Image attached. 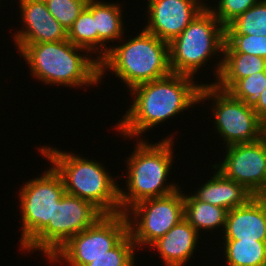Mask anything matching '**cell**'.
I'll list each match as a JSON object with an SVG mask.
<instances>
[{
  "label": "cell",
  "instance_id": "cell-1",
  "mask_svg": "<svg viewBox=\"0 0 266 266\" xmlns=\"http://www.w3.org/2000/svg\"><path fill=\"white\" fill-rule=\"evenodd\" d=\"M194 79L192 76L171 73L131 88L130 95L134 99L114 129L125 139L140 137L167 119H173L191 106L199 105L203 83L197 84Z\"/></svg>",
  "mask_w": 266,
  "mask_h": 266
},
{
  "label": "cell",
  "instance_id": "cell-2",
  "mask_svg": "<svg viewBox=\"0 0 266 266\" xmlns=\"http://www.w3.org/2000/svg\"><path fill=\"white\" fill-rule=\"evenodd\" d=\"M16 47L18 54L26 60L31 76L45 85H62L77 89L90 85L98 87L97 83H100L99 60L68 39Z\"/></svg>",
  "mask_w": 266,
  "mask_h": 266
},
{
  "label": "cell",
  "instance_id": "cell-3",
  "mask_svg": "<svg viewBox=\"0 0 266 266\" xmlns=\"http://www.w3.org/2000/svg\"><path fill=\"white\" fill-rule=\"evenodd\" d=\"M172 136V137H170ZM152 143L136 138L133 152L125 160L127 171L126 189L119 186V204L122 213H126L140 201L172 194L181 186L167 182L174 164L173 134ZM169 183V185L167 184Z\"/></svg>",
  "mask_w": 266,
  "mask_h": 266
},
{
  "label": "cell",
  "instance_id": "cell-4",
  "mask_svg": "<svg viewBox=\"0 0 266 266\" xmlns=\"http://www.w3.org/2000/svg\"><path fill=\"white\" fill-rule=\"evenodd\" d=\"M47 146L38 150L61 175L66 194L91 202L103 214L121 213L120 185L108 168L95 159Z\"/></svg>",
  "mask_w": 266,
  "mask_h": 266
},
{
  "label": "cell",
  "instance_id": "cell-5",
  "mask_svg": "<svg viewBox=\"0 0 266 266\" xmlns=\"http://www.w3.org/2000/svg\"><path fill=\"white\" fill-rule=\"evenodd\" d=\"M136 35L128 37V41L120 39L121 45L109 46L108 53L99 61L101 82L110 70L130 90L172 73L169 43L144 29Z\"/></svg>",
  "mask_w": 266,
  "mask_h": 266
},
{
  "label": "cell",
  "instance_id": "cell-6",
  "mask_svg": "<svg viewBox=\"0 0 266 266\" xmlns=\"http://www.w3.org/2000/svg\"><path fill=\"white\" fill-rule=\"evenodd\" d=\"M224 42L225 27L206 7L169 43L172 73L195 78L208 59L215 55L222 58Z\"/></svg>",
  "mask_w": 266,
  "mask_h": 266
},
{
  "label": "cell",
  "instance_id": "cell-7",
  "mask_svg": "<svg viewBox=\"0 0 266 266\" xmlns=\"http://www.w3.org/2000/svg\"><path fill=\"white\" fill-rule=\"evenodd\" d=\"M199 103L212 101L213 127L225 146L250 143L264 137V122L248 103L233 98L214 84L202 82ZM213 106V107H212Z\"/></svg>",
  "mask_w": 266,
  "mask_h": 266
},
{
  "label": "cell",
  "instance_id": "cell-8",
  "mask_svg": "<svg viewBox=\"0 0 266 266\" xmlns=\"http://www.w3.org/2000/svg\"><path fill=\"white\" fill-rule=\"evenodd\" d=\"M43 172L19 189L22 252L48 224H53L54 207L66 193L62 177L52 165Z\"/></svg>",
  "mask_w": 266,
  "mask_h": 266
},
{
  "label": "cell",
  "instance_id": "cell-9",
  "mask_svg": "<svg viewBox=\"0 0 266 266\" xmlns=\"http://www.w3.org/2000/svg\"><path fill=\"white\" fill-rule=\"evenodd\" d=\"M129 233L126 214H104L92 226L70 238L48 262L86 266L114 248Z\"/></svg>",
  "mask_w": 266,
  "mask_h": 266
},
{
  "label": "cell",
  "instance_id": "cell-10",
  "mask_svg": "<svg viewBox=\"0 0 266 266\" xmlns=\"http://www.w3.org/2000/svg\"><path fill=\"white\" fill-rule=\"evenodd\" d=\"M103 215L91 202L65 193L54 207L53 224H48L23 250L42 252L49 260L70 238Z\"/></svg>",
  "mask_w": 266,
  "mask_h": 266
},
{
  "label": "cell",
  "instance_id": "cell-11",
  "mask_svg": "<svg viewBox=\"0 0 266 266\" xmlns=\"http://www.w3.org/2000/svg\"><path fill=\"white\" fill-rule=\"evenodd\" d=\"M125 214L136 247H150L184 219L183 190L140 201Z\"/></svg>",
  "mask_w": 266,
  "mask_h": 266
},
{
  "label": "cell",
  "instance_id": "cell-12",
  "mask_svg": "<svg viewBox=\"0 0 266 266\" xmlns=\"http://www.w3.org/2000/svg\"><path fill=\"white\" fill-rule=\"evenodd\" d=\"M224 147L226 155L222 162H215L216 170L254 196H266V138Z\"/></svg>",
  "mask_w": 266,
  "mask_h": 266
},
{
  "label": "cell",
  "instance_id": "cell-13",
  "mask_svg": "<svg viewBox=\"0 0 266 266\" xmlns=\"http://www.w3.org/2000/svg\"><path fill=\"white\" fill-rule=\"evenodd\" d=\"M144 30L170 43L209 3L204 0H147Z\"/></svg>",
  "mask_w": 266,
  "mask_h": 266
},
{
  "label": "cell",
  "instance_id": "cell-14",
  "mask_svg": "<svg viewBox=\"0 0 266 266\" xmlns=\"http://www.w3.org/2000/svg\"><path fill=\"white\" fill-rule=\"evenodd\" d=\"M23 28L14 33V45L67 40V30L39 0H18Z\"/></svg>",
  "mask_w": 266,
  "mask_h": 266
},
{
  "label": "cell",
  "instance_id": "cell-15",
  "mask_svg": "<svg viewBox=\"0 0 266 266\" xmlns=\"http://www.w3.org/2000/svg\"><path fill=\"white\" fill-rule=\"evenodd\" d=\"M223 241L266 242V196H253L227 212Z\"/></svg>",
  "mask_w": 266,
  "mask_h": 266
},
{
  "label": "cell",
  "instance_id": "cell-16",
  "mask_svg": "<svg viewBox=\"0 0 266 266\" xmlns=\"http://www.w3.org/2000/svg\"><path fill=\"white\" fill-rule=\"evenodd\" d=\"M199 239V233L183 219L149 248L159 253L164 266H186Z\"/></svg>",
  "mask_w": 266,
  "mask_h": 266
},
{
  "label": "cell",
  "instance_id": "cell-17",
  "mask_svg": "<svg viewBox=\"0 0 266 266\" xmlns=\"http://www.w3.org/2000/svg\"><path fill=\"white\" fill-rule=\"evenodd\" d=\"M215 171L211 179L205 181L195 193L192 194L197 200L209 203L228 211L245 205L254 195L243 185L226 178L212 166Z\"/></svg>",
  "mask_w": 266,
  "mask_h": 266
},
{
  "label": "cell",
  "instance_id": "cell-18",
  "mask_svg": "<svg viewBox=\"0 0 266 266\" xmlns=\"http://www.w3.org/2000/svg\"><path fill=\"white\" fill-rule=\"evenodd\" d=\"M122 5L118 3H108L105 1L88 0L86 8L92 13L95 19V30L98 32V53L99 61L108 53L109 48L106 43L118 42L124 38V21L122 17Z\"/></svg>",
  "mask_w": 266,
  "mask_h": 266
},
{
  "label": "cell",
  "instance_id": "cell-19",
  "mask_svg": "<svg viewBox=\"0 0 266 266\" xmlns=\"http://www.w3.org/2000/svg\"><path fill=\"white\" fill-rule=\"evenodd\" d=\"M212 70L216 80L212 82L218 89L227 91L237 80L266 70V59L245 53H223L222 59ZM215 71V72H214Z\"/></svg>",
  "mask_w": 266,
  "mask_h": 266
},
{
  "label": "cell",
  "instance_id": "cell-20",
  "mask_svg": "<svg viewBox=\"0 0 266 266\" xmlns=\"http://www.w3.org/2000/svg\"><path fill=\"white\" fill-rule=\"evenodd\" d=\"M184 197V219L198 232L215 231L218 228L224 232L228 210L216 205L197 200L191 193ZM215 229V230H214Z\"/></svg>",
  "mask_w": 266,
  "mask_h": 266
},
{
  "label": "cell",
  "instance_id": "cell-21",
  "mask_svg": "<svg viewBox=\"0 0 266 266\" xmlns=\"http://www.w3.org/2000/svg\"><path fill=\"white\" fill-rule=\"evenodd\" d=\"M226 266H266V242H223Z\"/></svg>",
  "mask_w": 266,
  "mask_h": 266
},
{
  "label": "cell",
  "instance_id": "cell-22",
  "mask_svg": "<svg viewBox=\"0 0 266 266\" xmlns=\"http://www.w3.org/2000/svg\"><path fill=\"white\" fill-rule=\"evenodd\" d=\"M248 34L266 36V0H260L225 27V35Z\"/></svg>",
  "mask_w": 266,
  "mask_h": 266
},
{
  "label": "cell",
  "instance_id": "cell-23",
  "mask_svg": "<svg viewBox=\"0 0 266 266\" xmlns=\"http://www.w3.org/2000/svg\"><path fill=\"white\" fill-rule=\"evenodd\" d=\"M67 39L72 44L82 47L90 53H95L96 59L99 60L98 32L95 30V19L86 7L67 31Z\"/></svg>",
  "mask_w": 266,
  "mask_h": 266
},
{
  "label": "cell",
  "instance_id": "cell-24",
  "mask_svg": "<svg viewBox=\"0 0 266 266\" xmlns=\"http://www.w3.org/2000/svg\"><path fill=\"white\" fill-rule=\"evenodd\" d=\"M136 245L128 233L114 248L86 266H136Z\"/></svg>",
  "mask_w": 266,
  "mask_h": 266
},
{
  "label": "cell",
  "instance_id": "cell-25",
  "mask_svg": "<svg viewBox=\"0 0 266 266\" xmlns=\"http://www.w3.org/2000/svg\"><path fill=\"white\" fill-rule=\"evenodd\" d=\"M266 89V75L264 71L253 73L243 79L237 80L227 92L235 99L244 101L253 106L260 94Z\"/></svg>",
  "mask_w": 266,
  "mask_h": 266
},
{
  "label": "cell",
  "instance_id": "cell-26",
  "mask_svg": "<svg viewBox=\"0 0 266 266\" xmlns=\"http://www.w3.org/2000/svg\"><path fill=\"white\" fill-rule=\"evenodd\" d=\"M223 53H245L266 59V36L225 35Z\"/></svg>",
  "mask_w": 266,
  "mask_h": 266
},
{
  "label": "cell",
  "instance_id": "cell-27",
  "mask_svg": "<svg viewBox=\"0 0 266 266\" xmlns=\"http://www.w3.org/2000/svg\"><path fill=\"white\" fill-rule=\"evenodd\" d=\"M88 0H51L49 12L68 31L87 5Z\"/></svg>",
  "mask_w": 266,
  "mask_h": 266
},
{
  "label": "cell",
  "instance_id": "cell-28",
  "mask_svg": "<svg viewBox=\"0 0 266 266\" xmlns=\"http://www.w3.org/2000/svg\"><path fill=\"white\" fill-rule=\"evenodd\" d=\"M260 0H217V6H208V9L227 27L238 16L242 15L247 9L257 4Z\"/></svg>",
  "mask_w": 266,
  "mask_h": 266
},
{
  "label": "cell",
  "instance_id": "cell-29",
  "mask_svg": "<svg viewBox=\"0 0 266 266\" xmlns=\"http://www.w3.org/2000/svg\"><path fill=\"white\" fill-rule=\"evenodd\" d=\"M257 113L258 117L265 122L266 121V89L260 94L258 101L252 106Z\"/></svg>",
  "mask_w": 266,
  "mask_h": 266
},
{
  "label": "cell",
  "instance_id": "cell-30",
  "mask_svg": "<svg viewBox=\"0 0 266 266\" xmlns=\"http://www.w3.org/2000/svg\"><path fill=\"white\" fill-rule=\"evenodd\" d=\"M39 1H42V2H44L46 4L47 2H49L51 0H39Z\"/></svg>",
  "mask_w": 266,
  "mask_h": 266
}]
</instances>
